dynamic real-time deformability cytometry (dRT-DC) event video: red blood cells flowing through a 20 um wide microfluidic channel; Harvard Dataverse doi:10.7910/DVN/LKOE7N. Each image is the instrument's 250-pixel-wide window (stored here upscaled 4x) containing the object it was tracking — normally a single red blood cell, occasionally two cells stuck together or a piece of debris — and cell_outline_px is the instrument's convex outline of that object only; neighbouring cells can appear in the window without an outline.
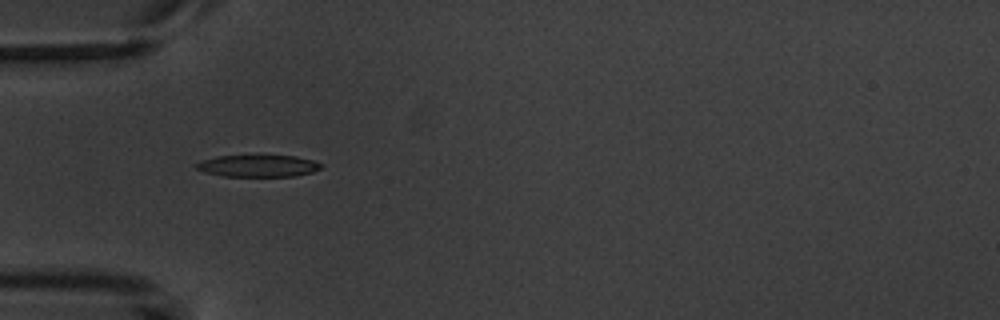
{"species": "common noctule bat (a hibernating species)", "species_latin": "Nyctalus noctula", "temperature_condition": "warm", "stored_images_in_passage": 6, "camera_frame_rate_fps": 3000, "um_per_image_px": 0.085, "animal": {"sex": "male", "body_mass_g": 20.1, "forearm_length_mm": 53.5}, "frame": {"image": 1, "passage_image": 5, "time_ms": 4.667, "image_size_px": [1000, 320], "cell_outline_px": [[324, 164], [320, 168], [312, 172], [296, 176], [224, 176], [204, 172], [196, 168], [192, 164], [216, 156], [296, 156], [312, 160]], "centroid_in_image_um": [21.93, 14.1], "position_along_channel_um": 63.1, "area_um2": 15.84}}